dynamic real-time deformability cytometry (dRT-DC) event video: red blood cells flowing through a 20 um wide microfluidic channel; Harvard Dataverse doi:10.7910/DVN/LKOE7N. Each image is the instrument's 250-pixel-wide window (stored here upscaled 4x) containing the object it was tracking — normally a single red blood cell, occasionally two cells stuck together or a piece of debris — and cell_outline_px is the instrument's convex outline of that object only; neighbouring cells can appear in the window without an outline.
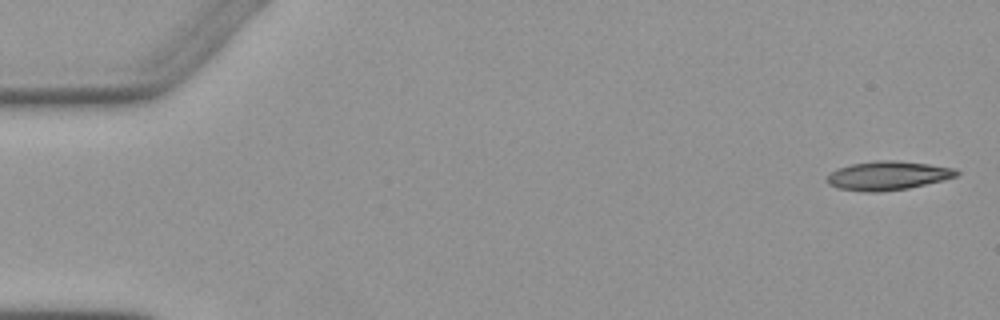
{"species": "Egyptian fruit bat (a non-hibernating species)", "species_latin": "Rousettus aegyptiacus", "temperature_condition": "warm", "stored_images_in_passage": 5, "camera_frame_rate_fps": 3000, "um_per_image_px": 0.085, "animal": {"sex": "female"}, "frame": {"image": 1, "passage_image": 1, "time_ms": 0.0, "image_size_px": [1000, 320], "cell_outline_px": [[960, 172], [956, 176], [944, 180], [908, 188], [880, 192], [864, 192], [836, 188], [828, 184], [824, 180], [836, 168], [852, 164], [876, 160], [896, 160], [928, 164], [956, 168]], "centroid_in_image_um": [75.44, 14.93], "position_along_channel_um": 9.6, "area_um2": 21.96}}